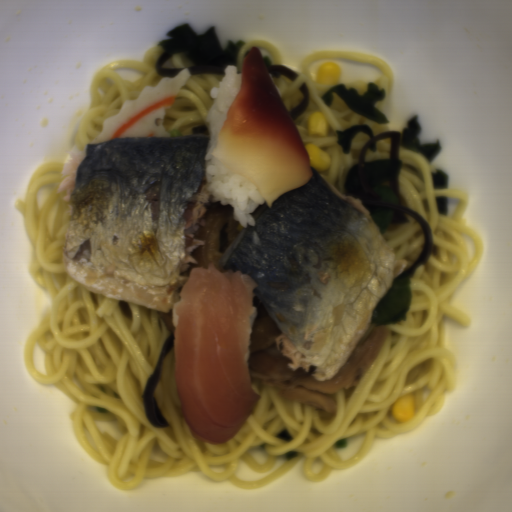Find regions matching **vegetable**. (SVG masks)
I'll use <instances>...</instances> for the list:
<instances>
[{
    "label": "vegetable",
    "mask_w": 512,
    "mask_h": 512,
    "mask_svg": "<svg viewBox=\"0 0 512 512\" xmlns=\"http://www.w3.org/2000/svg\"><path fill=\"white\" fill-rule=\"evenodd\" d=\"M412 278L393 282L380 301L369 324L391 325L406 320L412 300Z\"/></svg>",
    "instance_id": "obj_1"
},
{
    "label": "vegetable",
    "mask_w": 512,
    "mask_h": 512,
    "mask_svg": "<svg viewBox=\"0 0 512 512\" xmlns=\"http://www.w3.org/2000/svg\"><path fill=\"white\" fill-rule=\"evenodd\" d=\"M369 197L372 202L380 204H397L400 199L397 193L390 187L376 184L370 189Z\"/></svg>",
    "instance_id": "obj_3"
},
{
    "label": "vegetable",
    "mask_w": 512,
    "mask_h": 512,
    "mask_svg": "<svg viewBox=\"0 0 512 512\" xmlns=\"http://www.w3.org/2000/svg\"><path fill=\"white\" fill-rule=\"evenodd\" d=\"M366 212L380 234L409 223L410 220L403 212L397 210H371Z\"/></svg>",
    "instance_id": "obj_2"
}]
</instances>
